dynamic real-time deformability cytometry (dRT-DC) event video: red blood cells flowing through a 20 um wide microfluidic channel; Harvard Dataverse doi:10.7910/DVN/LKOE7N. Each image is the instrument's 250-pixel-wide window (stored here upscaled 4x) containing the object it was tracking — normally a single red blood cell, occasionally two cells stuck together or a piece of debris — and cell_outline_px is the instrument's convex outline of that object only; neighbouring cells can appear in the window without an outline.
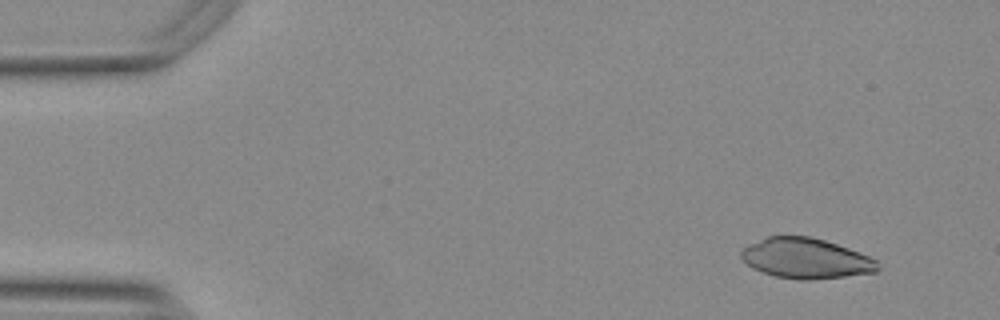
{"species": "Egyptian fruit bat (a non-hibernating species)", "species_latin": "Rousettus aegyptiacus", "temperature_condition": "warm", "stored_images_in_passage": 55, "camera_frame_rate_fps": 3000, "um_per_image_px": 0.085, "animal": {"sex": "female"}, "frame": {"image": 1, "passage_image": 5, "time_ms": 1.333, "image_size_px": [1000, 320], "cell_outline_px": [[880, 268], [876, 272], [812, 280], [800, 280], [776, 276], [752, 268], [740, 256], [740, 252], [748, 244], [768, 236], [808, 236], [824, 240], [848, 248], [868, 256], [876, 260]], "centroid_in_image_um": [68.49, 21.96], "position_along_channel_um": 16.5, "area_um2": 31.79}}
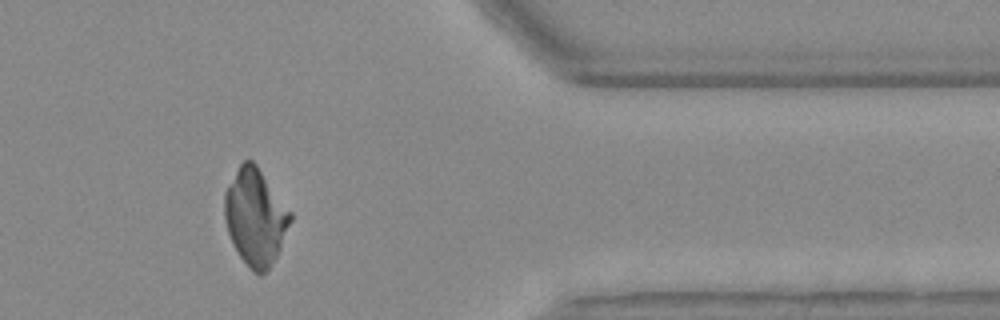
{"frame": {"image": 2, "passage_image": 45, "time_ms": 14.667, "image_size_px": [1000, 320], "cell_outline_px": [[292, 220], [280, 248], [276, 256], [268, 268], [260, 276], [252, 272], [240, 256], [232, 244], [228, 232], [224, 216], [224, 192], [240, 164], [244, 160], [252, 160], [256, 164], [292, 212]], "centroid_in_image_um": [21.7, 18.45], "position_along_channel_um": 389.7, "area_um2": 36.88}}